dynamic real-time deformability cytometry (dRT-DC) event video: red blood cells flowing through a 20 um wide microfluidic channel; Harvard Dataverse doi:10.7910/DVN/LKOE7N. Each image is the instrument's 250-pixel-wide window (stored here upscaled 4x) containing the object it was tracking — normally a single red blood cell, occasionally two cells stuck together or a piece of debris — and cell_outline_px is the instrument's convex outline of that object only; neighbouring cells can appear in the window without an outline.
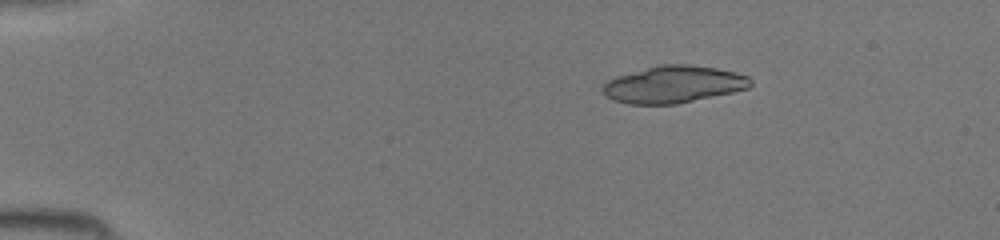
{"species": "common noctule bat (a hibernating species)", "species_latin": "Nyctalus noctula", "temperature_condition": "room temperature", "stored_images_in_passage": 38, "camera_frame_rate_fps": 3000, "um_per_image_px": 0.085, "animal": {"sex": "female", "body_mass_g": 19.5, "forearm_length_mm": 54.1}, "frame": {"image": 1, "passage_image": 1, "time_ms": 0.0, "image_size_px": [1000, 240], "cell_outline_px": [[752, 84], [748, 88], [732, 92], [676, 104], [628, 104], [612, 100], [604, 96], [600, 88], [608, 80], [616, 76], [660, 64], [692, 64], [716, 68], [736, 72], [748, 76], [752, 80]], "centroid_in_image_um": [57.22, 7.17], "position_along_channel_um": 27.8, "area_um2": 32.08}}
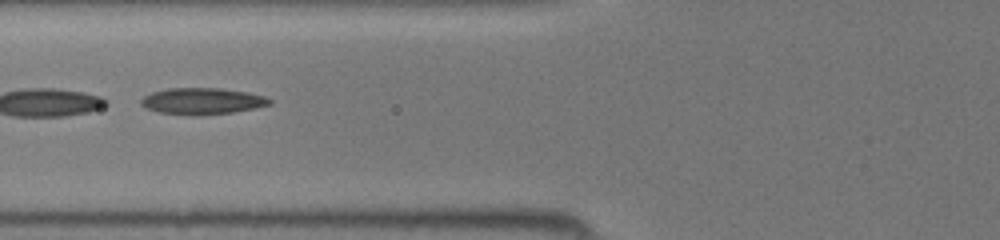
{"frame": {"image": 2, "passage_image": 12, "time_ms": 3.667, "image_size_px": [1000, 240], "cell_outline_px": [[272, 104], [256, 108], [232, 112], [200, 116], [196, 116], [160, 112], [144, 108], [140, 104], [140, 100], [144, 96], [152, 92], [168, 88], [220, 88], [248, 92], [264, 96], [272, 100]], "centroid_in_image_um": [17.19, 8.6], "position_along_channel_um": 108.6, "area_um2": 20.0}}
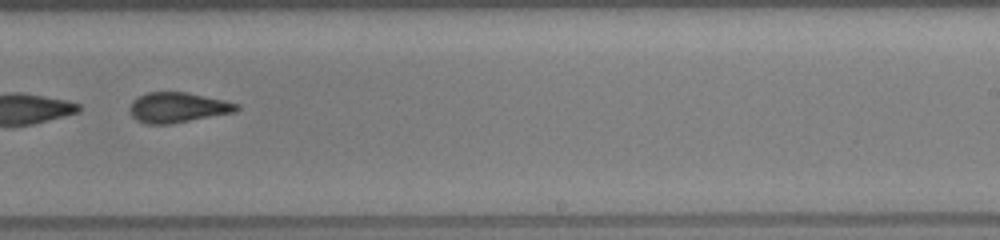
{"frame": {"image": 3, "passage_image": 23, "time_ms": 7.333, "image_size_px": [1000, 240], "cell_outline_px": [[240, 108], [236, 112], [172, 124], [144, 124], [136, 120], [128, 112], [128, 108], [132, 100], [148, 92], [188, 92], [224, 100], [240, 104]], "centroid_in_image_um": [15.1, 9.14], "position_along_channel_um": 273.9, "area_um2": 19.13}}